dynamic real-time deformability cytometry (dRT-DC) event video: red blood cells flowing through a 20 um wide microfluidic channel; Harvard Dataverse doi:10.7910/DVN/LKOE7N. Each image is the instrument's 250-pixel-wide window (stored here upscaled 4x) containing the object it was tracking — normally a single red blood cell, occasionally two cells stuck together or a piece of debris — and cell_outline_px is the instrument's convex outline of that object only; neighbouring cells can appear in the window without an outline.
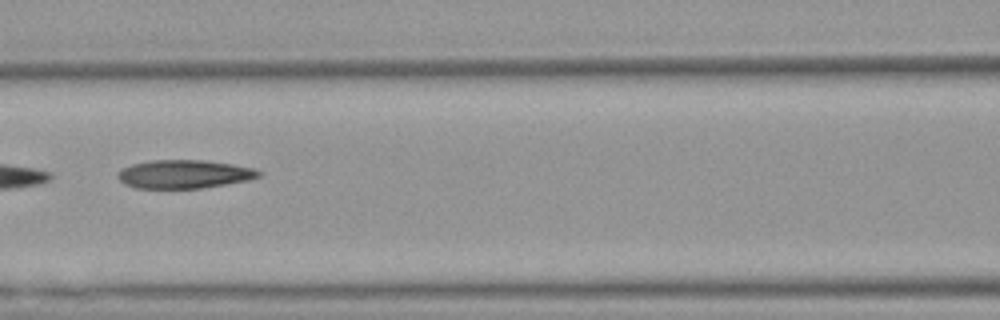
{"species": "Egyptian fruit bat (a non-hibernating species)", "species_latin": "Rousettus aegyptiacus", "temperature_condition": "warm", "stored_images_in_passage": 4, "camera_frame_rate_fps": 3000, "um_per_image_px": 0.085, "animal": {"sex": "female"}, "frame": {"image": 1, "passage_image": 4, "time_ms": 1.0, "image_size_px": [1000, 320], "cell_outline_px": [[264, 172], [260, 176], [248, 180], [204, 188], [136, 188], [124, 184], [116, 176], [116, 172], [120, 168], [132, 164], [152, 160], [204, 160], [232, 164], [256, 168]], "centroid_in_image_um": [15.65, 14.8], "position_along_channel_um": 150.9, "area_um2": 23.64}}